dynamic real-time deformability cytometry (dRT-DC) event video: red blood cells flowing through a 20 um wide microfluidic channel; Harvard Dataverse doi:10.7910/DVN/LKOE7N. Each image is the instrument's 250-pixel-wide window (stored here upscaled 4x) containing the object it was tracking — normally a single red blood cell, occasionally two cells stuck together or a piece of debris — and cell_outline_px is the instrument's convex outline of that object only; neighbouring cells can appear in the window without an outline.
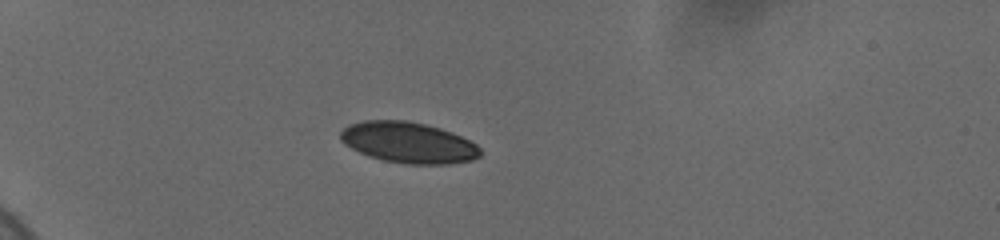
{"species": "human", "species_latin": "Homo sapiens", "temperature_condition": "cold", "stored_images_in_passage": 14, "camera_frame_rate_fps": 3000, "um_per_image_px": 0.085, "donor": {"sex": "female"}, "frame": {"image": 1, "passage_image": 10, "time_ms": 5.667, "image_size_px": [1000, 240], "cell_outline_px": [[480, 156], [472, 160], [448, 164], [408, 164], [384, 160], [360, 152], [344, 144], [340, 140], [340, 132], [348, 124], [364, 120], [404, 120], [424, 124], [440, 128], [452, 132], [476, 144], [480, 148]], "centroid_in_image_um": [34.7, 12.11], "position_along_channel_um": 50.3, "area_um2": 33.18}}
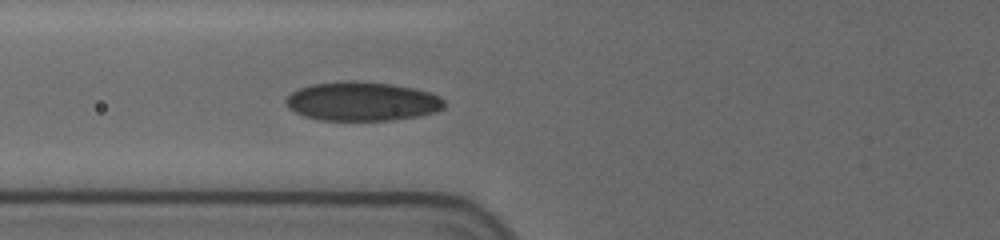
{"frame": {"image": 2, "passage_image": 14, "time_ms": 8.0, "image_size_px": [1000, 240], "cell_outline_px": [[444, 108], [436, 112], [416, 116], [392, 120], [320, 120], [304, 116], [288, 108], [284, 104], [284, 100], [292, 92], [300, 88], [312, 84], [388, 84], [412, 88], [428, 92], [440, 96], [444, 100]], "centroid_in_image_um": [30.78, 8.67], "position_along_channel_um": 95.0, "area_um2": 34.74}}